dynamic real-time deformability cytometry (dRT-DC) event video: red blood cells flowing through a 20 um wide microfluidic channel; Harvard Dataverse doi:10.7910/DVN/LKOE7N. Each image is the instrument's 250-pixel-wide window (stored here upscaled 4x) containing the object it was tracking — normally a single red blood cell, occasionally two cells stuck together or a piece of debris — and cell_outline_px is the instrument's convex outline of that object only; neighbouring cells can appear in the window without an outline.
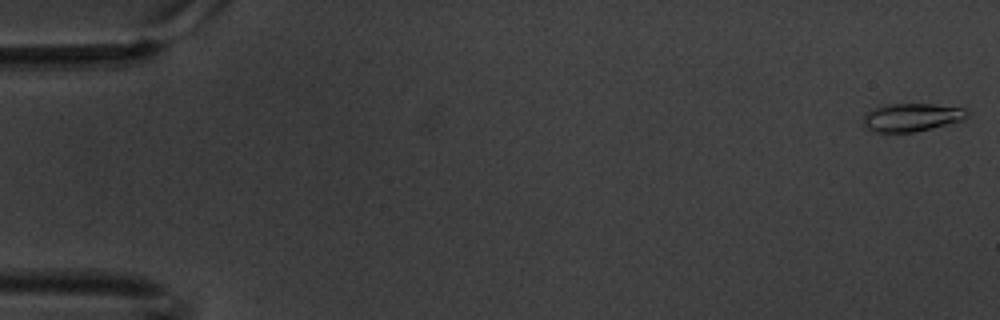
{"species": "common noctule bat (a hibernating species)", "species_latin": "Nyctalus noctula", "temperature_condition": "warm", "stored_images_in_passage": 5, "camera_frame_rate_fps": 3000, "um_per_image_px": 0.085, "animal": {"sex": "male", "body_mass_g": 20.1, "forearm_length_mm": 53.5}, "frame": {"image": 1, "passage_image": 1, "time_ms": 0.0, "image_size_px": [1000, 320], "cell_outline_px": [[968, 116], [964, 120], [932, 128], [912, 132], [876, 132], [864, 128], [864, 112], [888, 104], [932, 104], [964, 108], [968, 112]], "centroid_in_image_um": [77.49, 9.98], "position_along_channel_um": 7.5, "area_um2": 16.99}}